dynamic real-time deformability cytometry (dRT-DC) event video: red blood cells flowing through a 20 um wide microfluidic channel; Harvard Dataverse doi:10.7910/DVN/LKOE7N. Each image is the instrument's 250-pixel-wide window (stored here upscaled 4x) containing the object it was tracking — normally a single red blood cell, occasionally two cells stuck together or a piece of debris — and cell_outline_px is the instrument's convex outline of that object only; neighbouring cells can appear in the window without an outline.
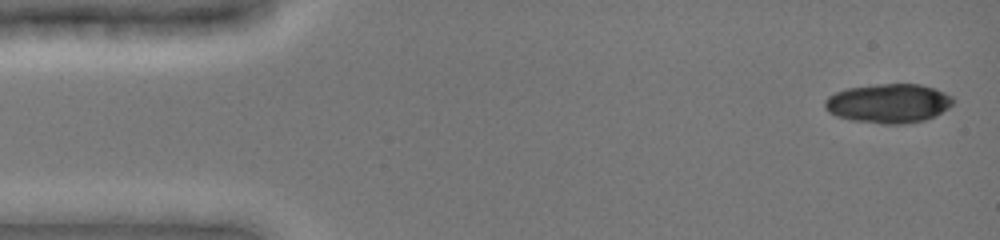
{"species": "common noctule bat (a hibernating species)", "species_latin": "Nyctalus noctula", "temperature_condition": "cold", "stored_images_in_passage": 9, "camera_frame_rate_fps": 3000, "um_per_image_px": 0.085, "animal": {"sex": "female", "body_mass_g": 19.0, "forearm_length_mm": 51.5}, "frame": {"image": 1, "passage_image": 1, "time_ms": 0.0, "image_size_px": [1000, 240], "cell_outline_px": [[956, 100], [948, 108], [936, 116], [924, 120], [908, 124], [880, 124], [852, 120], [836, 116], [828, 112], [824, 108], [824, 100], [828, 96], [836, 92], [848, 88], [876, 84], [920, 84], [944, 92], [952, 96]], "centroid_in_image_um": [75.52, 8.79], "position_along_channel_um": 9.5, "area_um2": 29.54}}
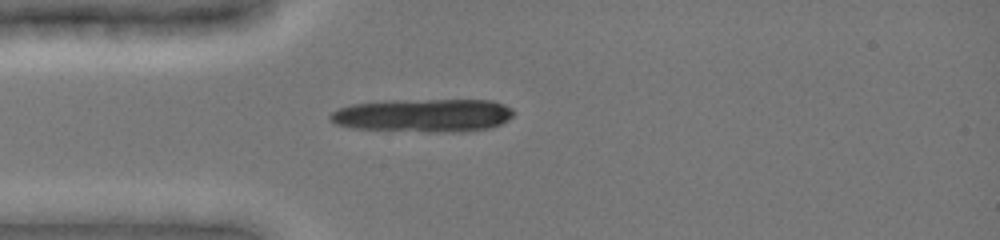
{"frame": {"image": 2, "passage_image": 8, "time_ms": 3.667, "image_size_px": [1000, 240], "cell_outline_px": [[516, 112], [508, 120], [492, 128], [460, 132], [428, 132], [352, 128], [336, 124], [328, 120], [328, 116], [332, 112], [340, 108], [352, 104], [384, 100], [492, 100], [504, 104], [512, 108]], "centroid_in_image_um": [36.0, 9.81], "position_along_channel_um": 49.0, "area_um2": 36.01}}